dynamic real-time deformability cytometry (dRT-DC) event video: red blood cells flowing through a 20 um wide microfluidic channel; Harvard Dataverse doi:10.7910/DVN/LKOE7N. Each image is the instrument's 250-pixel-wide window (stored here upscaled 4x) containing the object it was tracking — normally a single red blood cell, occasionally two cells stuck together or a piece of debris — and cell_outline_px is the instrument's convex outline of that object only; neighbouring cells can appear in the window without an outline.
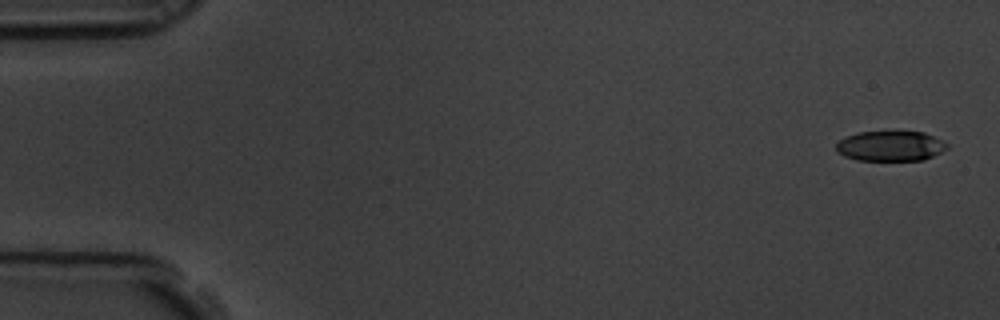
{"species": "common noctule bat (a hibernating species)", "species_latin": "Nyctalus noctula", "temperature_condition": "room temperature", "stored_images_in_passage": 15, "camera_frame_rate_fps": 3000, "um_per_image_px": 0.085, "animal": {"sex": "male", "body_mass_g": 19.5, "forearm_length_mm": 54.6}, "frame": {"image": 1, "passage_image": 1, "time_ms": 0.0, "image_size_px": [1000, 320], "cell_outline_px": [[948, 148], [924, 160], [856, 160], [844, 156], [836, 152], [836, 144], [844, 136], [860, 132], [924, 132], [948, 144]], "centroid_in_image_um": [75.65, 12.42], "position_along_channel_um": 9.4, "area_um2": 19.36}}
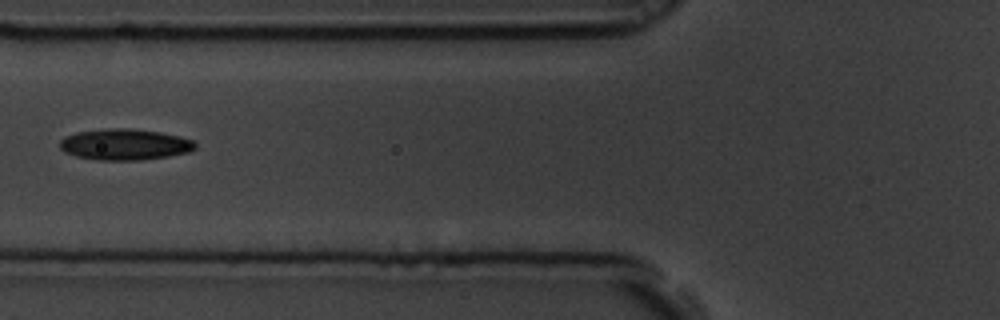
{"frame": {"image": 2, "passage_image": 6, "time_ms": 1.667, "image_size_px": [1000, 320], "cell_outline_px": [[196, 148], [188, 152], [168, 156], [140, 160], [100, 160], [76, 156], [64, 152], [60, 148], [60, 140], [64, 136], [76, 132], [108, 128], [128, 128], [160, 132], [192, 140], [196, 144]], "centroid_in_image_um": [10.57, 12.28], "position_along_channel_um": 115.2, "area_um2": 24.45}}
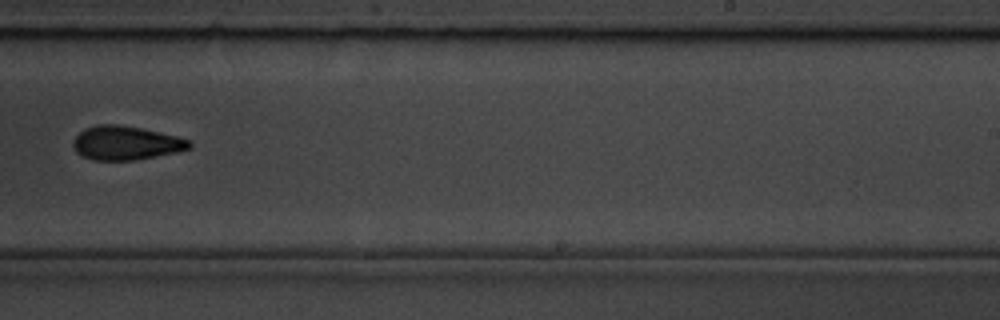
{"frame": {"image": 3, "passage_image": 10, "time_ms": 3.0, "image_size_px": [1000, 320], "cell_outline_px": [[192, 148], [176, 152], [136, 160], [92, 160], [76, 152], [72, 148], [72, 140], [84, 128], [96, 124], [120, 124], [160, 132], [192, 140]], "centroid_in_image_um": [10.69, 12.15], "position_along_channel_um": 278.3, "area_um2": 23.18}}